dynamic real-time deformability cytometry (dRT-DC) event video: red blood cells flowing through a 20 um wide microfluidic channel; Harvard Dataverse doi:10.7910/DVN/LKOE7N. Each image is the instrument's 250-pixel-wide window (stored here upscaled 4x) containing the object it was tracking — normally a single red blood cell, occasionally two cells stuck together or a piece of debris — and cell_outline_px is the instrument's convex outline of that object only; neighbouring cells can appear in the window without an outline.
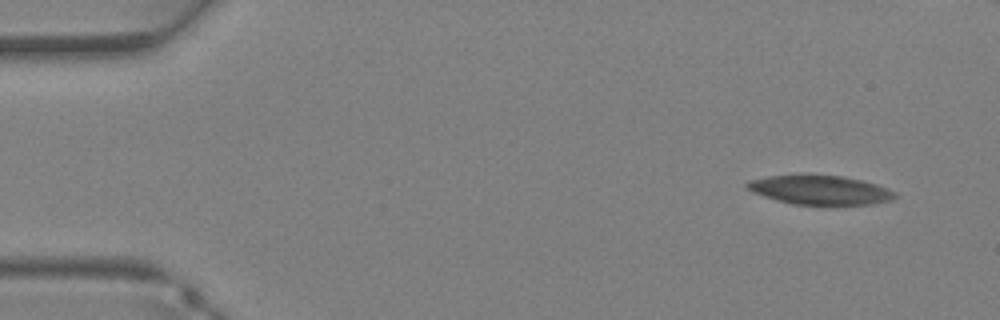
{"species": "Egyptian fruit bat (a non-hibernating species)", "species_latin": "Rousettus aegyptiacus", "temperature_condition": "warm", "stored_images_in_passage": 39, "camera_frame_rate_fps": 3000, "um_per_image_px": 0.085, "animal": {"sex": "female"}, "frame": {"image": 1, "passage_image": 2, "time_ms": 0.333, "image_size_px": [1000, 320], "cell_outline_px": [[896, 196], [892, 200], [872, 204], [792, 204], [764, 196], [752, 192], [744, 184], [748, 180], [768, 176], [840, 176], [860, 180], [876, 184], [896, 192]], "centroid_in_image_um": [69.7, 16.16], "position_along_channel_um": 15.3, "area_um2": 24.51}}
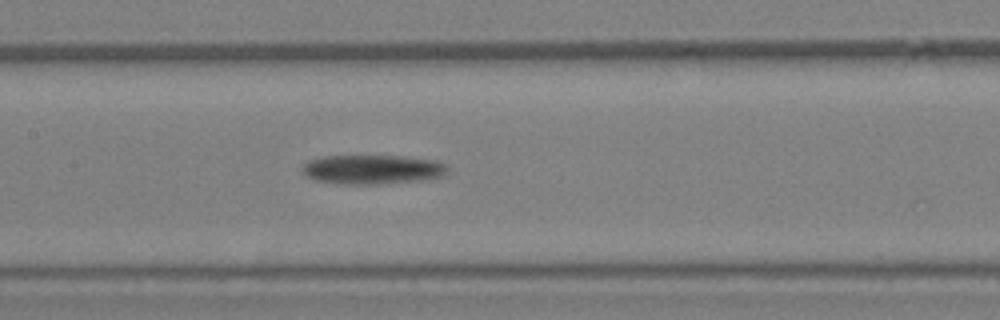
{"frame": {"image": 2, "passage_image": 18, "time_ms": 5.667, "image_size_px": [1000, 320], "cell_outline_px": [[448, 168], [440, 176], [420, 180], [380, 184], [344, 184], [312, 180], [300, 168], [308, 160], [320, 156], [404, 156], [436, 160], [444, 164]], "centroid_in_image_um": [31.59, 14.39], "position_along_channel_um": 175.8, "area_um2": 24.74}}
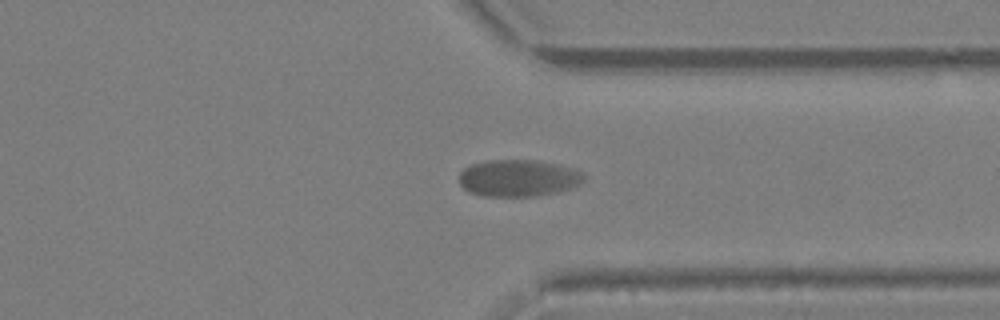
{"frame": {"image": 3, "passage_image": 29, "time_ms": 9.333, "image_size_px": [1000, 320], "cell_outline_px": [[584, 180], [580, 184], [572, 188], [556, 192], [532, 196], [484, 196], [468, 192], [460, 184], [460, 172], [468, 164], [488, 160], [536, 160], [576, 168], [584, 172]], "centroid_in_image_um": [44.07, 15.12], "position_along_channel_um": 367.3, "area_um2": 27.05}}